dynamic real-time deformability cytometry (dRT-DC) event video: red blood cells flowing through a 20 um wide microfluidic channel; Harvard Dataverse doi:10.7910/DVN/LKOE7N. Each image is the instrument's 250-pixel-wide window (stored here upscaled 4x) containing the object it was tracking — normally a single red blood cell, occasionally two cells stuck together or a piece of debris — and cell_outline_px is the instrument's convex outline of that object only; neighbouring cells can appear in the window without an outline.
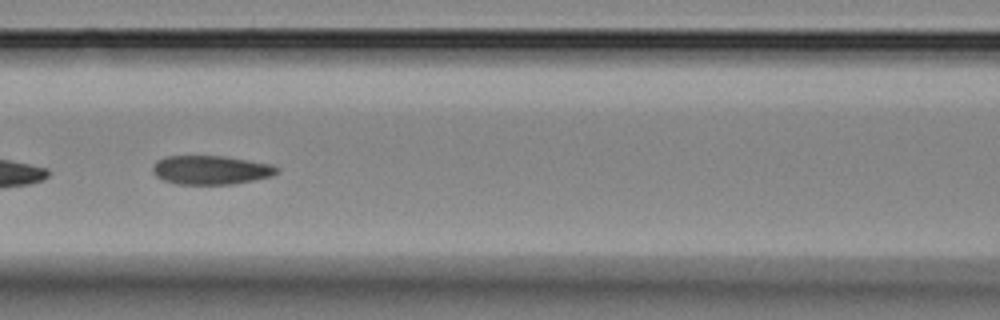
{"species": "Egyptian fruit bat (a non-hibernating species)", "species_latin": "Rousettus aegyptiacus", "temperature_condition": "room temperature", "stored_images_in_passage": 16, "camera_frame_rate_fps": 3000, "um_per_image_px": 0.085, "animal": {"sex": "female"}, "frame": {"image": 1, "passage_image": 6, "time_ms": 5.667, "image_size_px": [1000, 320], "cell_outline_px": [[280, 172], [272, 176], [232, 184], [176, 184], [164, 180], [156, 176], [152, 172], [152, 168], [156, 160], [164, 156], [224, 156], [272, 164], [280, 168]], "centroid_in_image_um": [17.93, 14.44], "position_along_channel_um": 148.7, "area_um2": 21.04}}
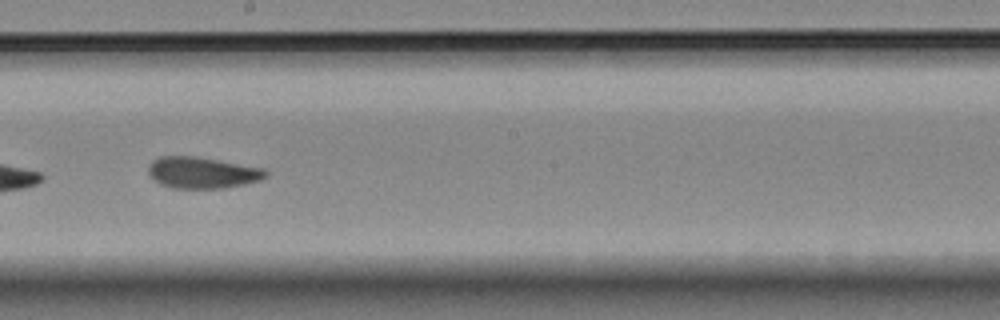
{"frame": {"image": 2, "passage_image": 8, "time_ms": 8.0, "image_size_px": [1000, 320], "cell_outline_px": [[268, 176], [260, 180], [244, 184], [224, 188], [172, 188], [160, 184], [148, 172], [148, 164], [152, 160], [160, 156], [196, 156], [264, 168], [268, 172]], "centroid_in_image_um": [17.2, 14.67], "position_along_channel_um": 231.0, "area_um2": 21.5}}
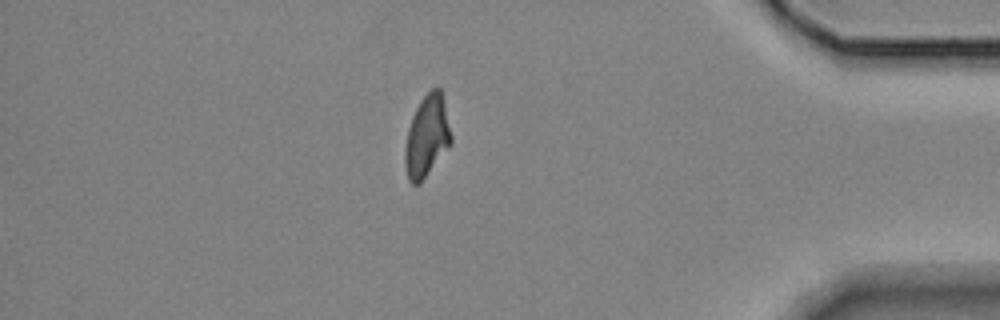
{"frame": {"image": 3, "passage_image": 16, "time_ms": 17.0, "image_size_px": [1000, 320], "cell_outline_px": [[452, 144], [420, 184], [412, 184], [408, 180], [404, 164], [404, 148], [408, 128], [412, 116], [420, 100], [432, 88], [440, 88], [452, 136]], "centroid_in_image_um": [36.27, 11.63], "position_along_channel_um": 398.9, "area_um2": 22.08}}